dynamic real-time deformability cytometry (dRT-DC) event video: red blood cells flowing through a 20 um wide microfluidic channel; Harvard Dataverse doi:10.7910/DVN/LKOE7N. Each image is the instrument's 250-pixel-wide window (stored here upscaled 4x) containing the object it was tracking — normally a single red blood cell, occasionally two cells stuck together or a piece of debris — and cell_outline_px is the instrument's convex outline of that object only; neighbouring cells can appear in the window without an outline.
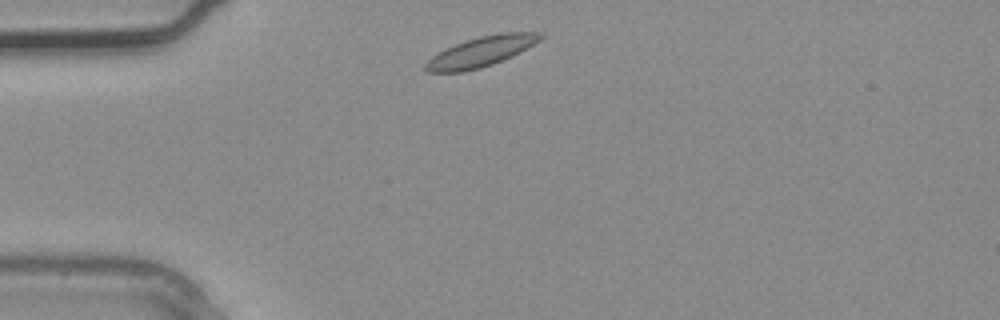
{"species": "common noctule bat (a hibernating species)", "species_latin": "Nyctalus noctula", "temperature_condition": "warm", "stored_images_in_passage": 1, "camera_frame_rate_fps": 3000, "um_per_image_px": 0.085, "animal": {"sex": "male", "body_mass_g": 20.4}, "frame": {"image": 1, "passage_image": 1, "time_ms": 0.0, "image_size_px": [1000, 320], "cell_outline_px": [[544, 36], [540, 40], [520, 52], [512, 56], [492, 64], [480, 68], [464, 72], [428, 72], [424, 68], [424, 64], [432, 56], [456, 44], [480, 36], [500, 32], [544, 32]], "centroid_in_image_um": [40.92, 4.39], "position_along_channel_um": 44.1, "area_um2": 19.94}}